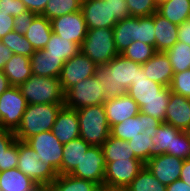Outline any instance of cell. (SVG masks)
Returning a JSON list of instances; mask_svg holds the SVG:
<instances>
[{
	"label": "cell",
	"mask_w": 190,
	"mask_h": 191,
	"mask_svg": "<svg viewBox=\"0 0 190 191\" xmlns=\"http://www.w3.org/2000/svg\"><path fill=\"white\" fill-rule=\"evenodd\" d=\"M162 122L150 115L139 112L110 128V135L128 141L135 157L144 164L154 156L152 139Z\"/></svg>",
	"instance_id": "cell-1"
},
{
	"label": "cell",
	"mask_w": 190,
	"mask_h": 191,
	"mask_svg": "<svg viewBox=\"0 0 190 191\" xmlns=\"http://www.w3.org/2000/svg\"><path fill=\"white\" fill-rule=\"evenodd\" d=\"M141 66L142 64L133 62L121 54L117 55L109 63L100 66L98 75L101 77L106 99L126 94L132 81H135L137 70Z\"/></svg>",
	"instance_id": "cell-2"
},
{
	"label": "cell",
	"mask_w": 190,
	"mask_h": 191,
	"mask_svg": "<svg viewBox=\"0 0 190 191\" xmlns=\"http://www.w3.org/2000/svg\"><path fill=\"white\" fill-rule=\"evenodd\" d=\"M80 10L88 30L112 29L118 21L130 17L126 0H82Z\"/></svg>",
	"instance_id": "cell-3"
},
{
	"label": "cell",
	"mask_w": 190,
	"mask_h": 191,
	"mask_svg": "<svg viewBox=\"0 0 190 191\" xmlns=\"http://www.w3.org/2000/svg\"><path fill=\"white\" fill-rule=\"evenodd\" d=\"M64 103L28 104L18 129L14 132L16 139L26 141L28 138L53 128L56 117Z\"/></svg>",
	"instance_id": "cell-4"
},
{
	"label": "cell",
	"mask_w": 190,
	"mask_h": 191,
	"mask_svg": "<svg viewBox=\"0 0 190 191\" xmlns=\"http://www.w3.org/2000/svg\"><path fill=\"white\" fill-rule=\"evenodd\" d=\"M80 137L91 146L102 147L110 135L104 104L77 109Z\"/></svg>",
	"instance_id": "cell-5"
},
{
	"label": "cell",
	"mask_w": 190,
	"mask_h": 191,
	"mask_svg": "<svg viewBox=\"0 0 190 191\" xmlns=\"http://www.w3.org/2000/svg\"><path fill=\"white\" fill-rule=\"evenodd\" d=\"M27 104L64 103L65 92L59 78L32 75L19 86Z\"/></svg>",
	"instance_id": "cell-6"
},
{
	"label": "cell",
	"mask_w": 190,
	"mask_h": 191,
	"mask_svg": "<svg viewBox=\"0 0 190 191\" xmlns=\"http://www.w3.org/2000/svg\"><path fill=\"white\" fill-rule=\"evenodd\" d=\"M80 51L87 55L98 67L109 63L119 55L115 46L113 29L88 30Z\"/></svg>",
	"instance_id": "cell-7"
},
{
	"label": "cell",
	"mask_w": 190,
	"mask_h": 191,
	"mask_svg": "<svg viewBox=\"0 0 190 191\" xmlns=\"http://www.w3.org/2000/svg\"><path fill=\"white\" fill-rule=\"evenodd\" d=\"M105 100V90L101 77L97 73L70 87L65 92L64 106L77 110L82 107L104 104Z\"/></svg>",
	"instance_id": "cell-8"
},
{
	"label": "cell",
	"mask_w": 190,
	"mask_h": 191,
	"mask_svg": "<svg viewBox=\"0 0 190 191\" xmlns=\"http://www.w3.org/2000/svg\"><path fill=\"white\" fill-rule=\"evenodd\" d=\"M17 168L30 177L36 185H51L58 173L38 159L37 153L26 142L18 140Z\"/></svg>",
	"instance_id": "cell-9"
},
{
	"label": "cell",
	"mask_w": 190,
	"mask_h": 191,
	"mask_svg": "<svg viewBox=\"0 0 190 191\" xmlns=\"http://www.w3.org/2000/svg\"><path fill=\"white\" fill-rule=\"evenodd\" d=\"M19 87L11 86L0 95V129L15 132L27 107Z\"/></svg>",
	"instance_id": "cell-10"
},
{
	"label": "cell",
	"mask_w": 190,
	"mask_h": 191,
	"mask_svg": "<svg viewBox=\"0 0 190 191\" xmlns=\"http://www.w3.org/2000/svg\"><path fill=\"white\" fill-rule=\"evenodd\" d=\"M25 142L35 150L42 163L49 164L58 173L63 158V144L52 130L36 134Z\"/></svg>",
	"instance_id": "cell-11"
},
{
	"label": "cell",
	"mask_w": 190,
	"mask_h": 191,
	"mask_svg": "<svg viewBox=\"0 0 190 191\" xmlns=\"http://www.w3.org/2000/svg\"><path fill=\"white\" fill-rule=\"evenodd\" d=\"M99 67L83 52L67 60L61 70L59 80L64 92L85 78L98 73Z\"/></svg>",
	"instance_id": "cell-12"
},
{
	"label": "cell",
	"mask_w": 190,
	"mask_h": 191,
	"mask_svg": "<svg viewBox=\"0 0 190 191\" xmlns=\"http://www.w3.org/2000/svg\"><path fill=\"white\" fill-rule=\"evenodd\" d=\"M105 168L106 160L102 147L90 146L70 175L103 185Z\"/></svg>",
	"instance_id": "cell-13"
},
{
	"label": "cell",
	"mask_w": 190,
	"mask_h": 191,
	"mask_svg": "<svg viewBox=\"0 0 190 191\" xmlns=\"http://www.w3.org/2000/svg\"><path fill=\"white\" fill-rule=\"evenodd\" d=\"M144 165L137 158L106 162L104 185L126 188L135 179Z\"/></svg>",
	"instance_id": "cell-14"
},
{
	"label": "cell",
	"mask_w": 190,
	"mask_h": 191,
	"mask_svg": "<svg viewBox=\"0 0 190 191\" xmlns=\"http://www.w3.org/2000/svg\"><path fill=\"white\" fill-rule=\"evenodd\" d=\"M52 31L62 39L73 41L80 47L88 31L87 24L80 11L69 13L51 20Z\"/></svg>",
	"instance_id": "cell-15"
},
{
	"label": "cell",
	"mask_w": 190,
	"mask_h": 191,
	"mask_svg": "<svg viewBox=\"0 0 190 191\" xmlns=\"http://www.w3.org/2000/svg\"><path fill=\"white\" fill-rule=\"evenodd\" d=\"M183 162L184 160L165 153L153 156L145 166L160 183L168 186L180 179Z\"/></svg>",
	"instance_id": "cell-16"
},
{
	"label": "cell",
	"mask_w": 190,
	"mask_h": 191,
	"mask_svg": "<svg viewBox=\"0 0 190 191\" xmlns=\"http://www.w3.org/2000/svg\"><path fill=\"white\" fill-rule=\"evenodd\" d=\"M127 94L134 99L139 108L144 106V102L152 99H163V96H170V87L149 80L142 69L137 70L135 81L127 89Z\"/></svg>",
	"instance_id": "cell-17"
},
{
	"label": "cell",
	"mask_w": 190,
	"mask_h": 191,
	"mask_svg": "<svg viewBox=\"0 0 190 191\" xmlns=\"http://www.w3.org/2000/svg\"><path fill=\"white\" fill-rule=\"evenodd\" d=\"M104 109L110 128L128 118L138 115L140 112L137 102L127 93L116 98L106 99Z\"/></svg>",
	"instance_id": "cell-18"
},
{
	"label": "cell",
	"mask_w": 190,
	"mask_h": 191,
	"mask_svg": "<svg viewBox=\"0 0 190 191\" xmlns=\"http://www.w3.org/2000/svg\"><path fill=\"white\" fill-rule=\"evenodd\" d=\"M164 123L182 131L190 130V98L170 91Z\"/></svg>",
	"instance_id": "cell-19"
},
{
	"label": "cell",
	"mask_w": 190,
	"mask_h": 191,
	"mask_svg": "<svg viewBox=\"0 0 190 191\" xmlns=\"http://www.w3.org/2000/svg\"><path fill=\"white\" fill-rule=\"evenodd\" d=\"M52 132L63 145L80 137L77 111L63 106L57 114Z\"/></svg>",
	"instance_id": "cell-20"
},
{
	"label": "cell",
	"mask_w": 190,
	"mask_h": 191,
	"mask_svg": "<svg viewBox=\"0 0 190 191\" xmlns=\"http://www.w3.org/2000/svg\"><path fill=\"white\" fill-rule=\"evenodd\" d=\"M145 76L153 82L169 87L174 72L165 52H156L146 63L142 64Z\"/></svg>",
	"instance_id": "cell-21"
},
{
	"label": "cell",
	"mask_w": 190,
	"mask_h": 191,
	"mask_svg": "<svg viewBox=\"0 0 190 191\" xmlns=\"http://www.w3.org/2000/svg\"><path fill=\"white\" fill-rule=\"evenodd\" d=\"M64 61L42 50H36L30 57L32 75L59 78Z\"/></svg>",
	"instance_id": "cell-22"
},
{
	"label": "cell",
	"mask_w": 190,
	"mask_h": 191,
	"mask_svg": "<svg viewBox=\"0 0 190 191\" xmlns=\"http://www.w3.org/2000/svg\"><path fill=\"white\" fill-rule=\"evenodd\" d=\"M156 52H165L178 42V25L154 13Z\"/></svg>",
	"instance_id": "cell-23"
},
{
	"label": "cell",
	"mask_w": 190,
	"mask_h": 191,
	"mask_svg": "<svg viewBox=\"0 0 190 191\" xmlns=\"http://www.w3.org/2000/svg\"><path fill=\"white\" fill-rule=\"evenodd\" d=\"M91 145L85 142L81 137L71 140L63 145V158L58 175L70 174L80 163L83 155Z\"/></svg>",
	"instance_id": "cell-24"
},
{
	"label": "cell",
	"mask_w": 190,
	"mask_h": 191,
	"mask_svg": "<svg viewBox=\"0 0 190 191\" xmlns=\"http://www.w3.org/2000/svg\"><path fill=\"white\" fill-rule=\"evenodd\" d=\"M11 86L19 87L32 76L30 57L12 54L3 69Z\"/></svg>",
	"instance_id": "cell-25"
},
{
	"label": "cell",
	"mask_w": 190,
	"mask_h": 191,
	"mask_svg": "<svg viewBox=\"0 0 190 191\" xmlns=\"http://www.w3.org/2000/svg\"><path fill=\"white\" fill-rule=\"evenodd\" d=\"M18 140L14 132L0 129V172L17 168Z\"/></svg>",
	"instance_id": "cell-26"
},
{
	"label": "cell",
	"mask_w": 190,
	"mask_h": 191,
	"mask_svg": "<svg viewBox=\"0 0 190 191\" xmlns=\"http://www.w3.org/2000/svg\"><path fill=\"white\" fill-rule=\"evenodd\" d=\"M51 21L45 16L37 15L27 30L25 37L36 50H42L52 35Z\"/></svg>",
	"instance_id": "cell-27"
},
{
	"label": "cell",
	"mask_w": 190,
	"mask_h": 191,
	"mask_svg": "<svg viewBox=\"0 0 190 191\" xmlns=\"http://www.w3.org/2000/svg\"><path fill=\"white\" fill-rule=\"evenodd\" d=\"M37 185L18 168L0 172L1 191H31Z\"/></svg>",
	"instance_id": "cell-28"
},
{
	"label": "cell",
	"mask_w": 190,
	"mask_h": 191,
	"mask_svg": "<svg viewBox=\"0 0 190 191\" xmlns=\"http://www.w3.org/2000/svg\"><path fill=\"white\" fill-rule=\"evenodd\" d=\"M157 12L169 22L181 25L189 19L190 0H169L158 5Z\"/></svg>",
	"instance_id": "cell-29"
},
{
	"label": "cell",
	"mask_w": 190,
	"mask_h": 191,
	"mask_svg": "<svg viewBox=\"0 0 190 191\" xmlns=\"http://www.w3.org/2000/svg\"><path fill=\"white\" fill-rule=\"evenodd\" d=\"M44 50L48 53V55L59 57L66 62L70 58L77 55L80 52L81 47L77 43L69 40L67 41L65 38L62 39L57 34L52 32L50 40L44 47Z\"/></svg>",
	"instance_id": "cell-30"
},
{
	"label": "cell",
	"mask_w": 190,
	"mask_h": 191,
	"mask_svg": "<svg viewBox=\"0 0 190 191\" xmlns=\"http://www.w3.org/2000/svg\"><path fill=\"white\" fill-rule=\"evenodd\" d=\"M115 46L118 53H122L135 41V17H127L112 28Z\"/></svg>",
	"instance_id": "cell-31"
},
{
	"label": "cell",
	"mask_w": 190,
	"mask_h": 191,
	"mask_svg": "<svg viewBox=\"0 0 190 191\" xmlns=\"http://www.w3.org/2000/svg\"><path fill=\"white\" fill-rule=\"evenodd\" d=\"M102 150L106 162L136 158L128 141L115 138L111 135H109L108 139L103 143Z\"/></svg>",
	"instance_id": "cell-32"
},
{
	"label": "cell",
	"mask_w": 190,
	"mask_h": 191,
	"mask_svg": "<svg viewBox=\"0 0 190 191\" xmlns=\"http://www.w3.org/2000/svg\"><path fill=\"white\" fill-rule=\"evenodd\" d=\"M81 6L82 0H49L40 15L51 21L54 18L80 11Z\"/></svg>",
	"instance_id": "cell-33"
},
{
	"label": "cell",
	"mask_w": 190,
	"mask_h": 191,
	"mask_svg": "<svg viewBox=\"0 0 190 191\" xmlns=\"http://www.w3.org/2000/svg\"><path fill=\"white\" fill-rule=\"evenodd\" d=\"M53 191H94L96 183L68 175H58L51 184Z\"/></svg>",
	"instance_id": "cell-34"
},
{
	"label": "cell",
	"mask_w": 190,
	"mask_h": 191,
	"mask_svg": "<svg viewBox=\"0 0 190 191\" xmlns=\"http://www.w3.org/2000/svg\"><path fill=\"white\" fill-rule=\"evenodd\" d=\"M174 73L190 69V45L178 41L172 48L165 51Z\"/></svg>",
	"instance_id": "cell-35"
},
{
	"label": "cell",
	"mask_w": 190,
	"mask_h": 191,
	"mask_svg": "<svg viewBox=\"0 0 190 191\" xmlns=\"http://www.w3.org/2000/svg\"><path fill=\"white\" fill-rule=\"evenodd\" d=\"M179 131L172 125L161 123L156 130V135L151 138L154 144V156L165 154L167 150H172L173 137Z\"/></svg>",
	"instance_id": "cell-36"
},
{
	"label": "cell",
	"mask_w": 190,
	"mask_h": 191,
	"mask_svg": "<svg viewBox=\"0 0 190 191\" xmlns=\"http://www.w3.org/2000/svg\"><path fill=\"white\" fill-rule=\"evenodd\" d=\"M129 191H166L167 186L160 183L152 173L144 167L135 179L126 187Z\"/></svg>",
	"instance_id": "cell-37"
},
{
	"label": "cell",
	"mask_w": 190,
	"mask_h": 191,
	"mask_svg": "<svg viewBox=\"0 0 190 191\" xmlns=\"http://www.w3.org/2000/svg\"><path fill=\"white\" fill-rule=\"evenodd\" d=\"M135 41L152 45L156 50L154 13L151 16L135 17Z\"/></svg>",
	"instance_id": "cell-38"
},
{
	"label": "cell",
	"mask_w": 190,
	"mask_h": 191,
	"mask_svg": "<svg viewBox=\"0 0 190 191\" xmlns=\"http://www.w3.org/2000/svg\"><path fill=\"white\" fill-rule=\"evenodd\" d=\"M0 41L7 46L13 54L31 57L35 52L34 47L26 37L14 30L9 32Z\"/></svg>",
	"instance_id": "cell-39"
},
{
	"label": "cell",
	"mask_w": 190,
	"mask_h": 191,
	"mask_svg": "<svg viewBox=\"0 0 190 191\" xmlns=\"http://www.w3.org/2000/svg\"><path fill=\"white\" fill-rule=\"evenodd\" d=\"M155 53L156 50L154 46L139 41H133L131 45L120 54L133 62L143 64L146 63Z\"/></svg>",
	"instance_id": "cell-40"
},
{
	"label": "cell",
	"mask_w": 190,
	"mask_h": 191,
	"mask_svg": "<svg viewBox=\"0 0 190 191\" xmlns=\"http://www.w3.org/2000/svg\"><path fill=\"white\" fill-rule=\"evenodd\" d=\"M166 154L182 160L190 159V134L188 131L180 130L173 137L172 150H167Z\"/></svg>",
	"instance_id": "cell-41"
},
{
	"label": "cell",
	"mask_w": 190,
	"mask_h": 191,
	"mask_svg": "<svg viewBox=\"0 0 190 191\" xmlns=\"http://www.w3.org/2000/svg\"><path fill=\"white\" fill-rule=\"evenodd\" d=\"M126 5L131 17L151 16L158 8L155 0H126Z\"/></svg>",
	"instance_id": "cell-42"
},
{
	"label": "cell",
	"mask_w": 190,
	"mask_h": 191,
	"mask_svg": "<svg viewBox=\"0 0 190 191\" xmlns=\"http://www.w3.org/2000/svg\"><path fill=\"white\" fill-rule=\"evenodd\" d=\"M170 96H163V99H152L144 102L140 112L150 115L164 123L167 105Z\"/></svg>",
	"instance_id": "cell-43"
},
{
	"label": "cell",
	"mask_w": 190,
	"mask_h": 191,
	"mask_svg": "<svg viewBox=\"0 0 190 191\" xmlns=\"http://www.w3.org/2000/svg\"><path fill=\"white\" fill-rule=\"evenodd\" d=\"M169 87L171 92L190 98V69L174 73Z\"/></svg>",
	"instance_id": "cell-44"
},
{
	"label": "cell",
	"mask_w": 190,
	"mask_h": 191,
	"mask_svg": "<svg viewBox=\"0 0 190 191\" xmlns=\"http://www.w3.org/2000/svg\"><path fill=\"white\" fill-rule=\"evenodd\" d=\"M37 15L38 14L32 11L26 10L19 16L14 17V31L25 36L27 30L31 26V23Z\"/></svg>",
	"instance_id": "cell-45"
},
{
	"label": "cell",
	"mask_w": 190,
	"mask_h": 191,
	"mask_svg": "<svg viewBox=\"0 0 190 191\" xmlns=\"http://www.w3.org/2000/svg\"><path fill=\"white\" fill-rule=\"evenodd\" d=\"M26 10L21 0H0V13H7L8 15L16 17Z\"/></svg>",
	"instance_id": "cell-46"
},
{
	"label": "cell",
	"mask_w": 190,
	"mask_h": 191,
	"mask_svg": "<svg viewBox=\"0 0 190 191\" xmlns=\"http://www.w3.org/2000/svg\"><path fill=\"white\" fill-rule=\"evenodd\" d=\"M14 30V17L7 13H0V40Z\"/></svg>",
	"instance_id": "cell-47"
},
{
	"label": "cell",
	"mask_w": 190,
	"mask_h": 191,
	"mask_svg": "<svg viewBox=\"0 0 190 191\" xmlns=\"http://www.w3.org/2000/svg\"><path fill=\"white\" fill-rule=\"evenodd\" d=\"M26 9L40 15L49 0H21Z\"/></svg>",
	"instance_id": "cell-48"
},
{
	"label": "cell",
	"mask_w": 190,
	"mask_h": 191,
	"mask_svg": "<svg viewBox=\"0 0 190 191\" xmlns=\"http://www.w3.org/2000/svg\"><path fill=\"white\" fill-rule=\"evenodd\" d=\"M178 41L190 45V21L187 20L178 26Z\"/></svg>",
	"instance_id": "cell-49"
},
{
	"label": "cell",
	"mask_w": 190,
	"mask_h": 191,
	"mask_svg": "<svg viewBox=\"0 0 190 191\" xmlns=\"http://www.w3.org/2000/svg\"><path fill=\"white\" fill-rule=\"evenodd\" d=\"M12 54L11 50L0 41V70L4 69Z\"/></svg>",
	"instance_id": "cell-50"
},
{
	"label": "cell",
	"mask_w": 190,
	"mask_h": 191,
	"mask_svg": "<svg viewBox=\"0 0 190 191\" xmlns=\"http://www.w3.org/2000/svg\"><path fill=\"white\" fill-rule=\"evenodd\" d=\"M180 180L185 182L190 187V159H186L183 162Z\"/></svg>",
	"instance_id": "cell-51"
},
{
	"label": "cell",
	"mask_w": 190,
	"mask_h": 191,
	"mask_svg": "<svg viewBox=\"0 0 190 191\" xmlns=\"http://www.w3.org/2000/svg\"><path fill=\"white\" fill-rule=\"evenodd\" d=\"M166 191H190V187L179 179L169 184Z\"/></svg>",
	"instance_id": "cell-52"
},
{
	"label": "cell",
	"mask_w": 190,
	"mask_h": 191,
	"mask_svg": "<svg viewBox=\"0 0 190 191\" xmlns=\"http://www.w3.org/2000/svg\"><path fill=\"white\" fill-rule=\"evenodd\" d=\"M9 87H11V84L7 76L4 74L3 70H0V95Z\"/></svg>",
	"instance_id": "cell-53"
},
{
	"label": "cell",
	"mask_w": 190,
	"mask_h": 191,
	"mask_svg": "<svg viewBox=\"0 0 190 191\" xmlns=\"http://www.w3.org/2000/svg\"><path fill=\"white\" fill-rule=\"evenodd\" d=\"M31 191H53L51 185H37Z\"/></svg>",
	"instance_id": "cell-54"
},
{
	"label": "cell",
	"mask_w": 190,
	"mask_h": 191,
	"mask_svg": "<svg viewBox=\"0 0 190 191\" xmlns=\"http://www.w3.org/2000/svg\"><path fill=\"white\" fill-rule=\"evenodd\" d=\"M94 191H113V187L108 185H98Z\"/></svg>",
	"instance_id": "cell-55"
},
{
	"label": "cell",
	"mask_w": 190,
	"mask_h": 191,
	"mask_svg": "<svg viewBox=\"0 0 190 191\" xmlns=\"http://www.w3.org/2000/svg\"><path fill=\"white\" fill-rule=\"evenodd\" d=\"M113 191H129L127 188L113 187Z\"/></svg>",
	"instance_id": "cell-56"
},
{
	"label": "cell",
	"mask_w": 190,
	"mask_h": 191,
	"mask_svg": "<svg viewBox=\"0 0 190 191\" xmlns=\"http://www.w3.org/2000/svg\"><path fill=\"white\" fill-rule=\"evenodd\" d=\"M155 1H156L157 5H159V4L169 1V0H155Z\"/></svg>",
	"instance_id": "cell-57"
}]
</instances>
